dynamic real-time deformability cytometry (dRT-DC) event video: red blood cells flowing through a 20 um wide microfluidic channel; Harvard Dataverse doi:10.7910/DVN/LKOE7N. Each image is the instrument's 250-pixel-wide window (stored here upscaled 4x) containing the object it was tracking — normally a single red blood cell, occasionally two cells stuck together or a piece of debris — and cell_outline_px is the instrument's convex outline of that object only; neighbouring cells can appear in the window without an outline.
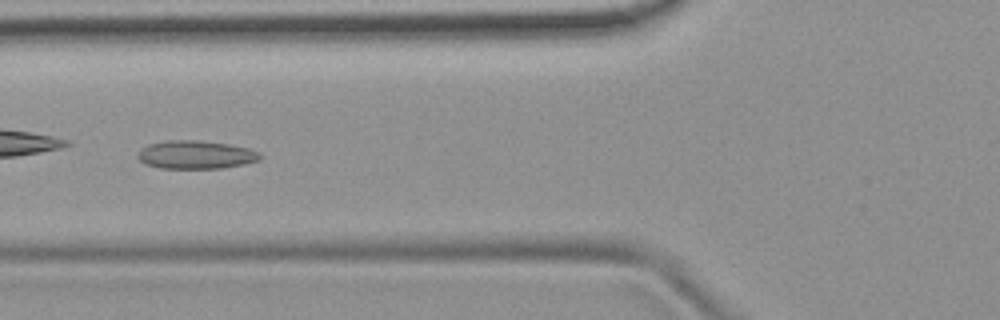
{"species": "common noctule bat (a hibernating species)", "species_latin": "Nyctalus noctula", "temperature_condition": "room temperature", "stored_images_in_passage": 8, "camera_frame_rate_fps": 3000, "um_per_image_px": 0.085, "animal": {"sex": "female", "body_mass_g": 19.9}, "frame": {"image": 1, "passage_image": 6, "time_ms": 6.667, "image_size_px": [1000, 320], "cell_outline_px": [[260, 160], [244, 164], [220, 168], [160, 168], [144, 164], [136, 156], [140, 148], [148, 144], [164, 140], [200, 140], [228, 144], [248, 148], [260, 152]], "centroid_in_image_um": [16.6, 13.14], "position_along_channel_um": 109.2, "area_um2": 20.29}}
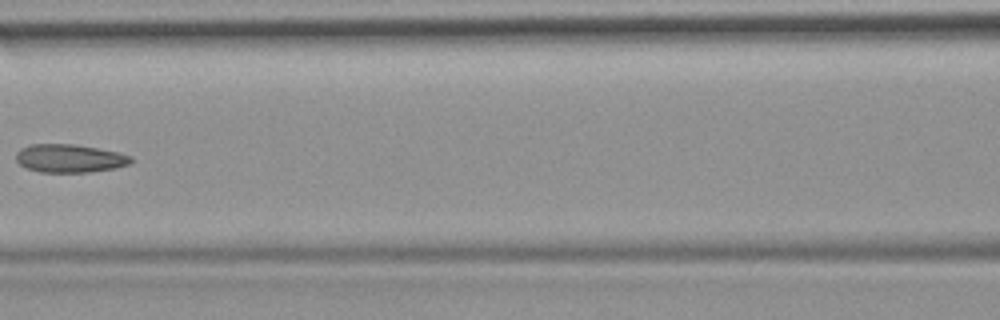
{"frame": {"image": 2, "passage_image": 7, "time_ms": 8.0, "image_size_px": [1000, 320], "cell_outline_px": [[132, 160], [128, 164], [116, 168], [88, 172], [40, 172], [24, 168], [16, 160], [16, 152], [20, 148], [32, 144], [76, 144], [120, 152], [132, 156]], "centroid_in_image_um": [5.91, 13.45], "position_along_channel_um": 160.7, "area_um2": 19.07}}
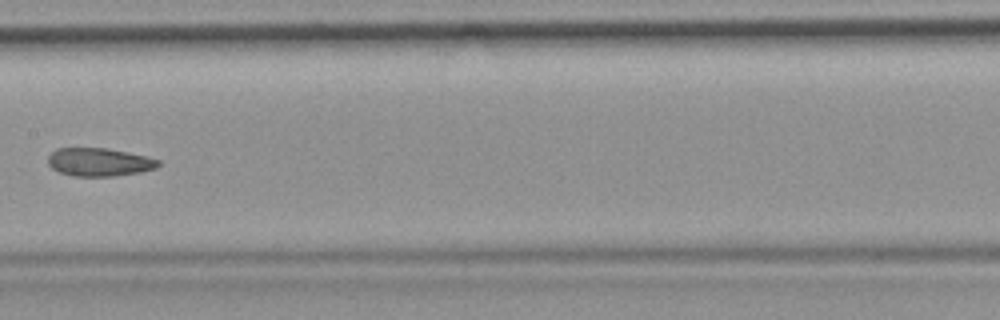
{"frame": {"image": 3, "passage_image": 8, "time_ms": 9.0, "image_size_px": [1000, 320], "cell_outline_px": [[160, 164], [156, 168], [140, 172], [116, 176], [72, 176], [60, 172], [52, 168], [48, 164], [48, 156], [56, 148], [108, 148], [148, 156], [160, 160]], "centroid_in_image_um": [8.45, 13.77], "position_along_channel_um": 199.0, "area_um2": 18.26}}